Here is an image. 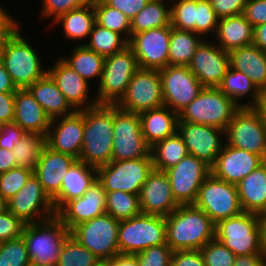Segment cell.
Listing matches in <instances>:
<instances>
[{
  "instance_id": "cell-18",
  "label": "cell",
  "mask_w": 266,
  "mask_h": 266,
  "mask_svg": "<svg viewBox=\"0 0 266 266\" xmlns=\"http://www.w3.org/2000/svg\"><path fill=\"white\" fill-rule=\"evenodd\" d=\"M170 37L171 25L132 35L128 46L133 50L139 68L160 70L168 66Z\"/></svg>"
},
{
  "instance_id": "cell-64",
  "label": "cell",
  "mask_w": 266,
  "mask_h": 266,
  "mask_svg": "<svg viewBox=\"0 0 266 266\" xmlns=\"http://www.w3.org/2000/svg\"><path fill=\"white\" fill-rule=\"evenodd\" d=\"M253 44L266 52V22L254 28Z\"/></svg>"
},
{
  "instance_id": "cell-60",
  "label": "cell",
  "mask_w": 266,
  "mask_h": 266,
  "mask_svg": "<svg viewBox=\"0 0 266 266\" xmlns=\"http://www.w3.org/2000/svg\"><path fill=\"white\" fill-rule=\"evenodd\" d=\"M233 266H266L265 254L237 255Z\"/></svg>"
},
{
  "instance_id": "cell-42",
  "label": "cell",
  "mask_w": 266,
  "mask_h": 266,
  "mask_svg": "<svg viewBox=\"0 0 266 266\" xmlns=\"http://www.w3.org/2000/svg\"><path fill=\"white\" fill-rule=\"evenodd\" d=\"M139 194H130L121 190L106 192V214L119 222L140 215Z\"/></svg>"
},
{
  "instance_id": "cell-16",
  "label": "cell",
  "mask_w": 266,
  "mask_h": 266,
  "mask_svg": "<svg viewBox=\"0 0 266 266\" xmlns=\"http://www.w3.org/2000/svg\"><path fill=\"white\" fill-rule=\"evenodd\" d=\"M8 210L25 224L39 223L57 215L52 199L44 191L34 173L26 184L8 200Z\"/></svg>"
},
{
  "instance_id": "cell-6",
  "label": "cell",
  "mask_w": 266,
  "mask_h": 266,
  "mask_svg": "<svg viewBox=\"0 0 266 266\" xmlns=\"http://www.w3.org/2000/svg\"><path fill=\"white\" fill-rule=\"evenodd\" d=\"M139 69L133 50L127 46L123 51L105 57L104 69L99 79L98 104L116 105L124 96L134 73Z\"/></svg>"
},
{
  "instance_id": "cell-15",
  "label": "cell",
  "mask_w": 266,
  "mask_h": 266,
  "mask_svg": "<svg viewBox=\"0 0 266 266\" xmlns=\"http://www.w3.org/2000/svg\"><path fill=\"white\" fill-rule=\"evenodd\" d=\"M159 74L164 105L178 114L204 88L188 66L168 65Z\"/></svg>"
},
{
  "instance_id": "cell-25",
  "label": "cell",
  "mask_w": 266,
  "mask_h": 266,
  "mask_svg": "<svg viewBox=\"0 0 266 266\" xmlns=\"http://www.w3.org/2000/svg\"><path fill=\"white\" fill-rule=\"evenodd\" d=\"M76 160L73 156L44 146L33 173L51 199L60 192L64 175Z\"/></svg>"
},
{
  "instance_id": "cell-45",
  "label": "cell",
  "mask_w": 266,
  "mask_h": 266,
  "mask_svg": "<svg viewBox=\"0 0 266 266\" xmlns=\"http://www.w3.org/2000/svg\"><path fill=\"white\" fill-rule=\"evenodd\" d=\"M30 263L23 237L0 242V266H27Z\"/></svg>"
},
{
  "instance_id": "cell-35",
  "label": "cell",
  "mask_w": 266,
  "mask_h": 266,
  "mask_svg": "<svg viewBox=\"0 0 266 266\" xmlns=\"http://www.w3.org/2000/svg\"><path fill=\"white\" fill-rule=\"evenodd\" d=\"M192 31L179 30L171 26L168 60L169 65L189 66L196 48L204 39Z\"/></svg>"
},
{
  "instance_id": "cell-31",
  "label": "cell",
  "mask_w": 266,
  "mask_h": 266,
  "mask_svg": "<svg viewBox=\"0 0 266 266\" xmlns=\"http://www.w3.org/2000/svg\"><path fill=\"white\" fill-rule=\"evenodd\" d=\"M27 89L33 95L34 99L42 106L51 120L71 115L76 111L68 103L66 97L59 90L55 81L48 73L41 79L35 81Z\"/></svg>"
},
{
  "instance_id": "cell-69",
  "label": "cell",
  "mask_w": 266,
  "mask_h": 266,
  "mask_svg": "<svg viewBox=\"0 0 266 266\" xmlns=\"http://www.w3.org/2000/svg\"><path fill=\"white\" fill-rule=\"evenodd\" d=\"M257 215H266V207L264 208V210L262 211V213L257 214Z\"/></svg>"
},
{
  "instance_id": "cell-34",
  "label": "cell",
  "mask_w": 266,
  "mask_h": 266,
  "mask_svg": "<svg viewBox=\"0 0 266 266\" xmlns=\"http://www.w3.org/2000/svg\"><path fill=\"white\" fill-rule=\"evenodd\" d=\"M153 168L161 171L178 164L189 153L178 131L154 144L150 149Z\"/></svg>"
},
{
  "instance_id": "cell-44",
  "label": "cell",
  "mask_w": 266,
  "mask_h": 266,
  "mask_svg": "<svg viewBox=\"0 0 266 266\" xmlns=\"http://www.w3.org/2000/svg\"><path fill=\"white\" fill-rule=\"evenodd\" d=\"M100 260L70 234L62 247L56 266H97Z\"/></svg>"
},
{
  "instance_id": "cell-9",
  "label": "cell",
  "mask_w": 266,
  "mask_h": 266,
  "mask_svg": "<svg viewBox=\"0 0 266 266\" xmlns=\"http://www.w3.org/2000/svg\"><path fill=\"white\" fill-rule=\"evenodd\" d=\"M119 224L117 219L104 214L78 224L70 230V234L92 252L100 262H106L119 254Z\"/></svg>"
},
{
  "instance_id": "cell-71",
  "label": "cell",
  "mask_w": 266,
  "mask_h": 266,
  "mask_svg": "<svg viewBox=\"0 0 266 266\" xmlns=\"http://www.w3.org/2000/svg\"><path fill=\"white\" fill-rule=\"evenodd\" d=\"M97 266H106V262H101V263L98 264Z\"/></svg>"
},
{
  "instance_id": "cell-24",
  "label": "cell",
  "mask_w": 266,
  "mask_h": 266,
  "mask_svg": "<svg viewBox=\"0 0 266 266\" xmlns=\"http://www.w3.org/2000/svg\"><path fill=\"white\" fill-rule=\"evenodd\" d=\"M104 214H106V191L102 183L96 179L82 197L67 202L56 216L71 230L82 222Z\"/></svg>"
},
{
  "instance_id": "cell-14",
  "label": "cell",
  "mask_w": 266,
  "mask_h": 266,
  "mask_svg": "<svg viewBox=\"0 0 266 266\" xmlns=\"http://www.w3.org/2000/svg\"><path fill=\"white\" fill-rule=\"evenodd\" d=\"M116 106L138 114L164 106L159 70L139 68Z\"/></svg>"
},
{
  "instance_id": "cell-32",
  "label": "cell",
  "mask_w": 266,
  "mask_h": 266,
  "mask_svg": "<svg viewBox=\"0 0 266 266\" xmlns=\"http://www.w3.org/2000/svg\"><path fill=\"white\" fill-rule=\"evenodd\" d=\"M254 28L243 14L221 18L215 36L224 51L253 44Z\"/></svg>"
},
{
  "instance_id": "cell-70",
  "label": "cell",
  "mask_w": 266,
  "mask_h": 266,
  "mask_svg": "<svg viewBox=\"0 0 266 266\" xmlns=\"http://www.w3.org/2000/svg\"><path fill=\"white\" fill-rule=\"evenodd\" d=\"M89 3H94V2H97V1H102V0H87Z\"/></svg>"
},
{
  "instance_id": "cell-55",
  "label": "cell",
  "mask_w": 266,
  "mask_h": 266,
  "mask_svg": "<svg viewBox=\"0 0 266 266\" xmlns=\"http://www.w3.org/2000/svg\"><path fill=\"white\" fill-rule=\"evenodd\" d=\"M243 15L253 28L266 22V0H247Z\"/></svg>"
},
{
  "instance_id": "cell-23",
  "label": "cell",
  "mask_w": 266,
  "mask_h": 266,
  "mask_svg": "<svg viewBox=\"0 0 266 266\" xmlns=\"http://www.w3.org/2000/svg\"><path fill=\"white\" fill-rule=\"evenodd\" d=\"M140 209L143 214L170 215L179 204L173 197L168 175L165 171L154 169L139 192Z\"/></svg>"
},
{
  "instance_id": "cell-46",
  "label": "cell",
  "mask_w": 266,
  "mask_h": 266,
  "mask_svg": "<svg viewBox=\"0 0 266 266\" xmlns=\"http://www.w3.org/2000/svg\"><path fill=\"white\" fill-rule=\"evenodd\" d=\"M196 0H178L171 6V26L195 33Z\"/></svg>"
},
{
  "instance_id": "cell-7",
  "label": "cell",
  "mask_w": 266,
  "mask_h": 266,
  "mask_svg": "<svg viewBox=\"0 0 266 266\" xmlns=\"http://www.w3.org/2000/svg\"><path fill=\"white\" fill-rule=\"evenodd\" d=\"M215 238L237 255L265 254L258 215L243 212L215 224Z\"/></svg>"
},
{
  "instance_id": "cell-39",
  "label": "cell",
  "mask_w": 266,
  "mask_h": 266,
  "mask_svg": "<svg viewBox=\"0 0 266 266\" xmlns=\"http://www.w3.org/2000/svg\"><path fill=\"white\" fill-rule=\"evenodd\" d=\"M70 58H60L72 70L76 71L87 82L90 78H101L105 57L80 44L73 48Z\"/></svg>"
},
{
  "instance_id": "cell-28",
  "label": "cell",
  "mask_w": 266,
  "mask_h": 266,
  "mask_svg": "<svg viewBox=\"0 0 266 266\" xmlns=\"http://www.w3.org/2000/svg\"><path fill=\"white\" fill-rule=\"evenodd\" d=\"M14 123L25 132L47 135L51 119L42 106L34 99L30 91L17 89L15 91Z\"/></svg>"
},
{
  "instance_id": "cell-26",
  "label": "cell",
  "mask_w": 266,
  "mask_h": 266,
  "mask_svg": "<svg viewBox=\"0 0 266 266\" xmlns=\"http://www.w3.org/2000/svg\"><path fill=\"white\" fill-rule=\"evenodd\" d=\"M48 74L55 81L59 90L64 94L68 103L76 110L80 111L98 105L94 98L90 103L88 99V82L76 71L59 59L52 68L48 69Z\"/></svg>"
},
{
  "instance_id": "cell-68",
  "label": "cell",
  "mask_w": 266,
  "mask_h": 266,
  "mask_svg": "<svg viewBox=\"0 0 266 266\" xmlns=\"http://www.w3.org/2000/svg\"><path fill=\"white\" fill-rule=\"evenodd\" d=\"M0 19H13L1 6H0Z\"/></svg>"
},
{
  "instance_id": "cell-8",
  "label": "cell",
  "mask_w": 266,
  "mask_h": 266,
  "mask_svg": "<svg viewBox=\"0 0 266 266\" xmlns=\"http://www.w3.org/2000/svg\"><path fill=\"white\" fill-rule=\"evenodd\" d=\"M36 52L19 30L1 53L0 61L17 89L28 88L48 73L42 69L41 60Z\"/></svg>"
},
{
  "instance_id": "cell-12",
  "label": "cell",
  "mask_w": 266,
  "mask_h": 266,
  "mask_svg": "<svg viewBox=\"0 0 266 266\" xmlns=\"http://www.w3.org/2000/svg\"><path fill=\"white\" fill-rule=\"evenodd\" d=\"M112 160L123 161L147 157L151 147L142 131L138 113L127 112L114 105Z\"/></svg>"
},
{
  "instance_id": "cell-20",
  "label": "cell",
  "mask_w": 266,
  "mask_h": 266,
  "mask_svg": "<svg viewBox=\"0 0 266 266\" xmlns=\"http://www.w3.org/2000/svg\"><path fill=\"white\" fill-rule=\"evenodd\" d=\"M58 119L51 120L46 135V145L54 151L79 160L84 136V109ZM55 123H57L56 126H53Z\"/></svg>"
},
{
  "instance_id": "cell-43",
  "label": "cell",
  "mask_w": 266,
  "mask_h": 266,
  "mask_svg": "<svg viewBox=\"0 0 266 266\" xmlns=\"http://www.w3.org/2000/svg\"><path fill=\"white\" fill-rule=\"evenodd\" d=\"M95 21L97 24L113 32L124 35L129 41L131 38V19L123 12L106 5L103 1L93 3ZM123 33V34H122Z\"/></svg>"
},
{
  "instance_id": "cell-48",
  "label": "cell",
  "mask_w": 266,
  "mask_h": 266,
  "mask_svg": "<svg viewBox=\"0 0 266 266\" xmlns=\"http://www.w3.org/2000/svg\"><path fill=\"white\" fill-rule=\"evenodd\" d=\"M205 266H233L235 254L216 238L200 249Z\"/></svg>"
},
{
  "instance_id": "cell-61",
  "label": "cell",
  "mask_w": 266,
  "mask_h": 266,
  "mask_svg": "<svg viewBox=\"0 0 266 266\" xmlns=\"http://www.w3.org/2000/svg\"><path fill=\"white\" fill-rule=\"evenodd\" d=\"M106 266H139L136 255L117 254L111 260L106 261Z\"/></svg>"
},
{
  "instance_id": "cell-2",
  "label": "cell",
  "mask_w": 266,
  "mask_h": 266,
  "mask_svg": "<svg viewBox=\"0 0 266 266\" xmlns=\"http://www.w3.org/2000/svg\"><path fill=\"white\" fill-rule=\"evenodd\" d=\"M114 105L98 104L84 109V136L80 161L94 167L112 161Z\"/></svg>"
},
{
  "instance_id": "cell-67",
  "label": "cell",
  "mask_w": 266,
  "mask_h": 266,
  "mask_svg": "<svg viewBox=\"0 0 266 266\" xmlns=\"http://www.w3.org/2000/svg\"><path fill=\"white\" fill-rule=\"evenodd\" d=\"M8 210V201L0 194V214Z\"/></svg>"
},
{
  "instance_id": "cell-62",
  "label": "cell",
  "mask_w": 266,
  "mask_h": 266,
  "mask_svg": "<svg viewBox=\"0 0 266 266\" xmlns=\"http://www.w3.org/2000/svg\"><path fill=\"white\" fill-rule=\"evenodd\" d=\"M15 167L17 166L12 151L0 148V173L7 172Z\"/></svg>"
},
{
  "instance_id": "cell-50",
  "label": "cell",
  "mask_w": 266,
  "mask_h": 266,
  "mask_svg": "<svg viewBox=\"0 0 266 266\" xmlns=\"http://www.w3.org/2000/svg\"><path fill=\"white\" fill-rule=\"evenodd\" d=\"M173 250L167 244L152 246L136 253L139 266H171Z\"/></svg>"
},
{
  "instance_id": "cell-38",
  "label": "cell",
  "mask_w": 266,
  "mask_h": 266,
  "mask_svg": "<svg viewBox=\"0 0 266 266\" xmlns=\"http://www.w3.org/2000/svg\"><path fill=\"white\" fill-rule=\"evenodd\" d=\"M171 25V7L163 0H149L146 6L131 19V36L153 28Z\"/></svg>"
},
{
  "instance_id": "cell-36",
  "label": "cell",
  "mask_w": 266,
  "mask_h": 266,
  "mask_svg": "<svg viewBox=\"0 0 266 266\" xmlns=\"http://www.w3.org/2000/svg\"><path fill=\"white\" fill-rule=\"evenodd\" d=\"M93 3L71 10L60 17L55 23H63L64 34L68 39H83L89 37L95 23Z\"/></svg>"
},
{
  "instance_id": "cell-56",
  "label": "cell",
  "mask_w": 266,
  "mask_h": 266,
  "mask_svg": "<svg viewBox=\"0 0 266 266\" xmlns=\"http://www.w3.org/2000/svg\"><path fill=\"white\" fill-rule=\"evenodd\" d=\"M171 266H205L200 250L174 251Z\"/></svg>"
},
{
  "instance_id": "cell-22",
  "label": "cell",
  "mask_w": 266,
  "mask_h": 266,
  "mask_svg": "<svg viewBox=\"0 0 266 266\" xmlns=\"http://www.w3.org/2000/svg\"><path fill=\"white\" fill-rule=\"evenodd\" d=\"M264 162L260 155L224 144L211 167V174L215 178L237 185Z\"/></svg>"
},
{
  "instance_id": "cell-52",
  "label": "cell",
  "mask_w": 266,
  "mask_h": 266,
  "mask_svg": "<svg viewBox=\"0 0 266 266\" xmlns=\"http://www.w3.org/2000/svg\"><path fill=\"white\" fill-rule=\"evenodd\" d=\"M88 3L87 0H43L42 16H53V21H55L61 15Z\"/></svg>"
},
{
  "instance_id": "cell-63",
  "label": "cell",
  "mask_w": 266,
  "mask_h": 266,
  "mask_svg": "<svg viewBox=\"0 0 266 266\" xmlns=\"http://www.w3.org/2000/svg\"><path fill=\"white\" fill-rule=\"evenodd\" d=\"M17 90L10 75L0 61V92H15Z\"/></svg>"
},
{
  "instance_id": "cell-4",
  "label": "cell",
  "mask_w": 266,
  "mask_h": 266,
  "mask_svg": "<svg viewBox=\"0 0 266 266\" xmlns=\"http://www.w3.org/2000/svg\"><path fill=\"white\" fill-rule=\"evenodd\" d=\"M240 108L217 87H204L198 96L178 114L179 120L210 125L225 130Z\"/></svg>"
},
{
  "instance_id": "cell-40",
  "label": "cell",
  "mask_w": 266,
  "mask_h": 266,
  "mask_svg": "<svg viewBox=\"0 0 266 266\" xmlns=\"http://www.w3.org/2000/svg\"><path fill=\"white\" fill-rule=\"evenodd\" d=\"M89 36L90 41L84 45L103 57L123 51L129 42L123 35L106 29L96 22Z\"/></svg>"
},
{
  "instance_id": "cell-66",
  "label": "cell",
  "mask_w": 266,
  "mask_h": 266,
  "mask_svg": "<svg viewBox=\"0 0 266 266\" xmlns=\"http://www.w3.org/2000/svg\"><path fill=\"white\" fill-rule=\"evenodd\" d=\"M258 227L260 230L261 243L266 255V215H258Z\"/></svg>"
},
{
  "instance_id": "cell-72",
  "label": "cell",
  "mask_w": 266,
  "mask_h": 266,
  "mask_svg": "<svg viewBox=\"0 0 266 266\" xmlns=\"http://www.w3.org/2000/svg\"><path fill=\"white\" fill-rule=\"evenodd\" d=\"M27 266H38V265H34L33 263H29Z\"/></svg>"
},
{
  "instance_id": "cell-58",
  "label": "cell",
  "mask_w": 266,
  "mask_h": 266,
  "mask_svg": "<svg viewBox=\"0 0 266 266\" xmlns=\"http://www.w3.org/2000/svg\"><path fill=\"white\" fill-rule=\"evenodd\" d=\"M15 115V92H0V125L13 122Z\"/></svg>"
},
{
  "instance_id": "cell-33",
  "label": "cell",
  "mask_w": 266,
  "mask_h": 266,
  "mask_svg": "<svg viewBox=\"0 0 266 266\" xmlns=\"http://www.w3.org/2000/svg\"><path fill=\"white\" fill-rule=\"evenodd\" d=\"M236 186L243 211L262 213L266 207V161Z\"/></svg>"
},
{
  "instance_id": "cell-59",
  "label": "cell",
  "mask_w": 266,
  "mask_h": 266,
  "mask_svg": "<svg viewBox=\"0 0 266 266\" xmlns=\"http://www.w3.org/2000/svg\"><path fill=\"white\" fill-rule=\"evenodd\" d=\"M18 31L19 25L15 19H0V54Z\"/></svg>"
},
{
  "instance_id": "cell-21",
  "label": "cell",
  "mask_w": 266,
  "mask_h": 266,
  "mask_svg": "<svg viewBox=\"0 0 266 266\" xmlns=\"http://www.w3.org/2000/svg\"><path fill=\"white\" fill-rule=\"evenodd\" d=\"M229 66L228 52L203 40L188 67L204 87H218Z\"/></svg>"
},
{
  "instance_id": "cell-65",
  "label": "cell",
  "mask_w": 266,
  "mask_h": 266,
  "mask_svg": "<svg viewBox=\"0 0 266 266\" xmlns=\"http://www.w3.org/2000/svg\"><path fill=\"white\" fill-rule=\"evenodd\" d=\"M252 108L257 112L262 124L266 128V91H262L260 97Z\"/></svg>"
},
{
  "instance_id": "cell-47",
  "label": "cell",
  "mask_w": 266,
  "mask_h": 266,
  "mask_svg": "<svg viewBox=\"0 0 266 266\" xmlns=\"http://www.w3.org/2000/svg\"><path fill=\"white\" fill-rule=\"evenodd\" d=\"M32 174L33 170L23 167L0 173V194L8 201L26 184Z\"/></svg>"
},
{
  "instance_id": "cell-19",
  "label": "cell",
  "mask_w": 266,
  "mask_h": 266,
  "mask_svg": "<svg viewBox=\"0 0 266 266\" xmlns=\"http://www.w3.org/2000/svg\"><path fill=\"white\" fill-rule=\"evenodd\" d=\"M177 131L190 155H194L210 167L214 165L223 148L224 143L220 140V135H225V130L210 125L178 121Z\"/></svg>"
},
{
  "instance_id": "cell-29",
  "label": "cell",
  "mask_w": 266,
  "mask_h": 266,
  "mask_svg": "<svg viewBox=\"0 0 266 266\" xmlns=\"http://www.w3.org/2000/svg\"><path fill=\"white\" fill-rule=\"evenodd\" d=\"M139 117L142 134L150 147L178 130V113L165 105L144 111Z\"/></svg>"
},
{
  "instance_id": "cell-1",
  "label": "cell",
  "mask_w": 266,
  "mask_h": 266,
  "mask_svg": "<svg viewBox=\"0 0 266 266\" xmlns=\"http://www.w3.org/2000/svg\"><path fill=\"white\" fill-rule=\"evenodd\" d=\"M166 220V244L173 251L200 250L215 238V224L194 204L179 205Z\"/></svg>"
},
{
  "instance_id": "cell-27",
  "label": "cell",
  "mask_w": 266,
  "mask_h": 266,
  "mask_svg": "<svg viewBox=\"0 0 266 266\" xmlns=\"http://www.w3.org/2000/svg\"><path fill=\"white\" fill-rule=\"evenodd\" d=\"M96 179V167L76 160L64 175L60 192L52 199L56 213L70 200L82 197Z\"/></svg>"
},
{
  "instance_id": "cell-54",
  "label": "cell",
  "mask_w": 266,
  "mask_h": 266,
  "mask_svg": "<svg viewBox=\"0 0 266 266\" xmlns=\"http://www.w3.org/2000/svg\"><path fill=\"white\" fill-rule=\"evenodd\" d=\"M211 7L219 19L241 15L247 0H209Z\"/></svg>"
},
{
  "instance_id": "cell-49",
  "label": "cell",
  "mask_w": 266,
  "mask_h": 266,
  "mask_svg": "<svg viewBox=\"0 0 266 266\" xmlns=\"http://www.w3.org/2000/svg\"><path fill=\"white\" fill-rule=\"evenodd\" d=\"M219 18L211 7L209 0H196L195 33L202 37L216 32Z\"/></svg>"
},
{
  "instance_id": "cell-30",
  "label": "cell",
  "mask_w": 266,
  "mask_h": 266,
  "mask_svg": "<svg viewBox=\"0 0 266 266\" xmlns=\"http://www.w3.org/2000/svg\"><path fill=\"white\" fill-rule=\"evenodd\" d=\"M228 54L230 67L244 73L261 91H266V52L250 44Z\"/></svg>"
},
{
  "instance_id": "cell-10",
  "label": "cell",
  "mask_w": 266,
  "mask_h": 266,
  "mask_svg": "<svg viewBox=\"0 0 266 266\" xmlns=\"http://www.w3.org/2000/svg\"><path fill=\"white\" fill-rule=\"evenodd\" d=\"M194 205L203 210L214 224L244 212L237 186L212 174L202 183Z\"/></svg>"
},
{
  "instance_id": "cell-5",
  "label": "cell",
  "mask_w": 266,
  "mask_h": 266,
  "mask_svg": "<svg viewBox=\"0 0 266 266\" xmlns=\"http://www.w3.org/2000/svg\"><path fill=\"white\" fill-rule=\"evenodd\" d=\"M166 220L159 215L143 214L120 221L119 254L135 255L152 246L166 244Z\"/></svg>"
},
{
  "instance_id": "cell-51",
  "label": "cell",
  "mask_w": 266,
  "mask_h": 266,
  "mask_svg": "<svg viewBox=\"0 0 266 266\" xmlns=\"http://www.w3.org/2000/svg\"><path fill=\"white\" fill-rule=\"evenodd\" d=\"M25 223L9 210L0 214V242L21 237Z\"/></svg>"
},
{
  "instance_id": "cell-53",
  "label": "cell",
  "mask_w": 266,
  "mask_h": 266,
  "mask_svg": "<svg viewBox=\"0 0 266 266\" xmlns=\"http://www.w3.org/2000/svg\"><path fill=\"white\" fill-rule=\"evenodd\" d=\"M25 131L16 123L10 122L0 125V148L12 151L19 144Z\"/></svg>"
},
{
  "instance_id": "cell-11",
  "label": "cell",
  "mask_w": 266,
  "mask_h": 266,
  "mask_svg": "<svg viewBox=\"0 0 266 266\" xmlns=\"http://www.w3.org/2000/svg\"><path fill=\"white\" fill-rule=\"evenodd\" d=\"M152 170L151 154L133 160H112L109 164L97 167V179L106 192L121 190L130 194H139Z\"/></svg>"
},
{
  "instance_id": "cell-3",
  "label": "cell",
  "mask_w": 266,
  "mask_h": 266,
  "mask_svg": "<svg viewBox=\"0 0 266 266\" xmlns=\"http://www.w3.org/2000/svg\"><path fill=\"white\" fill-rule=\"evenodd\" d=\"M70 230L54 216L39 223H28L22 237L30 262L38 266H56Z\"/></svg>"
},
{
  "instance_id": "cell-37",
  "label": "cell",
  "mask_w": 266,
  "mask_h": 266,
  "mask_svg": "<svg viewBox=\"0 0 266 266\" xmlns=\"http://www.w3.org/2000/svg\"><path fill=\"white\" fill-rule=\"evenodd\" d=\"M217 88L240 107H252L262 93L247 75L230 66ZM250 92H253L251 94L253 97L251 101L253 102H250L251 104L249 102L240 104V98L248 95L247 93Z\"/></svg>"
},
{
  "instance_id": "cell-17",
  "label": "cell",
  "mask_w": 266,
  "mask_h": 266,
  "mask_svg": "<svg viewBox=\"0 0 266 266\" xmlns=\"http://www.w3.org/2000/svg\"><path fill=\"white\" fill-rule=\"evenodd\" d=\"M165 172L174 199L179 205H187L195 203L202 183L211 174V167L194 155L188 154Z\"/></svg>"
},
{
  "instance_id": "cell-41",
  "label": "cell",
  "mask_w": 266,
  "mask_h": 266,
  "mask_svg": "<svg viewBox=\"0 0 266 266\" xmlns=\"http://www.w3.org/2000/svg\"><path fill=\"white\" fill-rule=\"evenodd\" d=\"M45 145V135L26 132L19 144L12 150L16 166L34 171Z\"/></svg>"
},
{
  "instance_id": "cell-13",
  "label": "cell",
  "mask_w": 266,
  "mask_h": 266,
  "mask_svg": "<svg viewBox=\"0 0 266 266\" xmlns=\"http://www.w3.org/2000/svg\"><path fill=\"white\" fill-rule=\"evenodd\" d=\"M228 145L260 155L266 161V128L252 107H240L225 129Z\"/></svg>"
},
{
  "instance_id": "cell-57",
  "label": "cell",
  "mask_w": 266,
  "mask_h": 266,
  "mask_svg": "<svg viewBox=\"0 0 266 266\" xmlns=\"http://www.w3.org/2000/svg\"><path fill=\"white\" fill-rule=\"evenodd\" d=\"M106 5L123 12L128 18L135 17L149 0H102Z\"/></svg>"
}]
</instances>
